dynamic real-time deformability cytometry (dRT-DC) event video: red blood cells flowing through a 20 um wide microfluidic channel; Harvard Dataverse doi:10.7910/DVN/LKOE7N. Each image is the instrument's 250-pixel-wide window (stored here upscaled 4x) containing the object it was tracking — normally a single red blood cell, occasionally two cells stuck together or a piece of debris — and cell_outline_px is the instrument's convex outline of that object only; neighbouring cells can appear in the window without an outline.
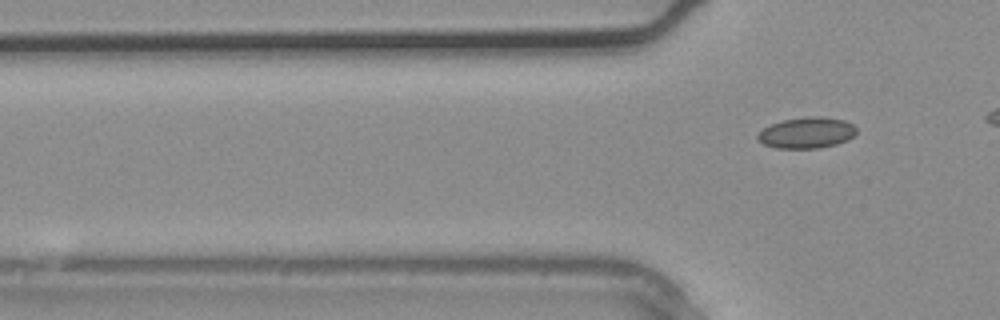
{"species": "common noctule bat (a hibernating species)", "species_latin": "Nyctalus noctula", "temperature_condition": "warm", "stored_images_in_passage": 4, "camera_frame_rate_fps": 3000, "um_per_image_px": 0.085, "animal": {"sex": "male", "body_mass_g": 20.4}, "frame": {"image": 1, "passage_image": 4, "time_ms": 1.0, "image_size_px": [1000, 320], "cell_outline_px": [[856, 132], [848, 140], [836, 144], [816, 148], [776, 148], [764, 144], [756, 140], [756, 136], [764, 128], [772, 124], [784, 120], [808, 116], [820, 116], [844, 120], [852, 124], [856, 128]], "centroid_in_image_um": [68.56, 11.28], "position_along_channel_um": 57.2, "area_um2": 17.74}}